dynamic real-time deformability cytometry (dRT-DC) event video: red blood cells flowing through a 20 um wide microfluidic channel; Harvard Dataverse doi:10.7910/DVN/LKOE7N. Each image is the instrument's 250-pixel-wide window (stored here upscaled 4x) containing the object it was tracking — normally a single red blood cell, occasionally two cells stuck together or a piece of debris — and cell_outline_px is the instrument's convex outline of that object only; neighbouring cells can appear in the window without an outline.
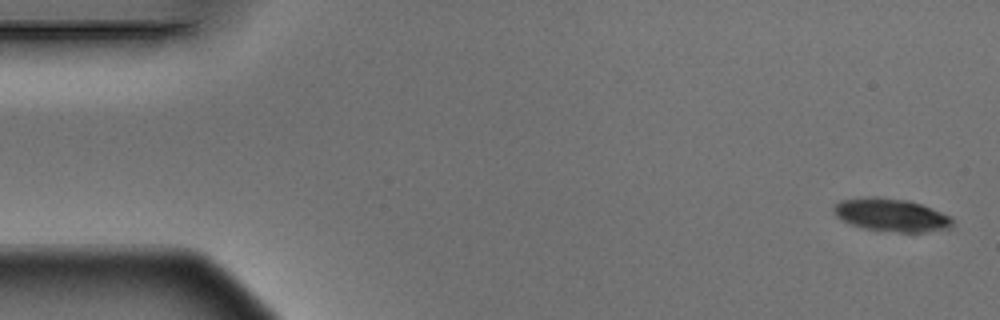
{"species": "Egyptian fruit bat (a non-hibernating species)", "species_latin": "Rousettus aegyptiacus", "temperature_condition": "warm", "stored_images_in_passage": 3, "camera_frame_rate_fps": 3000, "um_per_image_px": 0.085, "animal": {"sex": "male"}, "frame": {"image": 1, "passage_image": 1, "time_ms": 0.0, "image_size_px": [1000, 320], "cell_outline_px": [[952, 224], [948, 228], [924, 232], [896, 232], [864, 228], [852, 224], [836, 216], [832, 208], [840, 200], [868, 196], [880, 196], [908, 200], [932, 208], [948, 216], [952, 220]], "centroid_in_image_um": [75.72, 18.25], "position_along_channel_um": 9.3, "area_um2": 22.6}}